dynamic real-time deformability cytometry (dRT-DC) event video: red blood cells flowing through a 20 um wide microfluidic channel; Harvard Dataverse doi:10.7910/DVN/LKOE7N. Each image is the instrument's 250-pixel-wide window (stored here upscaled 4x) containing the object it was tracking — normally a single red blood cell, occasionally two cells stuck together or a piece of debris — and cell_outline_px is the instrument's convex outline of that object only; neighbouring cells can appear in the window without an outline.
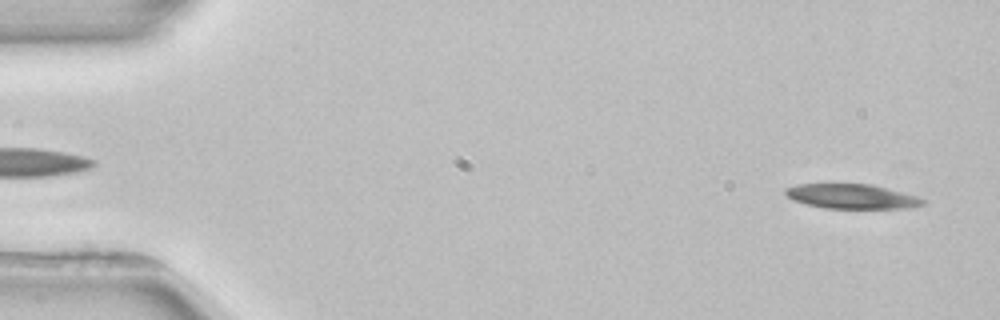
{"species": "common noctule bat (a hibernating species)", "species_latin": "Nyctalus noctula", "temperature_condition": "room temperature", "stored_images_in_passage": 5, "segment_of_instrument_passage": [2, 2], "camera_frame_rate_fps": 3000, "um_per_image_px": 0.085, "animal": {"sex": "female", "body_mass_g": 22.7, "forearm_length_mm": 54.2}, "frame": {"image": 1, "passage_image": 5, "time_ms": 5.667, "image_size_px": [1000, 320], "cell_outline_px": [[928, 200], [924, 204], [912, 208], [824, 208], [804, 204], [792, 200], [784, 192], [784, 188], [796, 184], [872, 184], [916, 196]], "centroid_in_image_um": [72.39, 16.69], "position_along_channel_um": 12.6, "area_um2": 19.83}}